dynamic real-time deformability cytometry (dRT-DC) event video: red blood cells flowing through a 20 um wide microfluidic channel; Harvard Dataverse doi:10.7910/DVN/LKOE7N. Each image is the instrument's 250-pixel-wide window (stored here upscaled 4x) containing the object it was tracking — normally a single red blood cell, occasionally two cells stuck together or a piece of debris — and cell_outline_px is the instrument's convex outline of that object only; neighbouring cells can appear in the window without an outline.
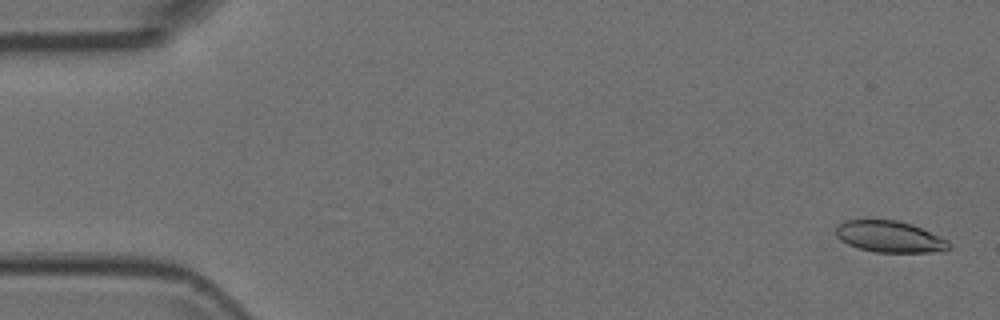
{"species": "Egyptian fruit bat (a non-hibernating species)", "species_latin": "Rousettus aegyptiacus", "temperature_condition": "room temperature", "stored_images_in_passage": 4, "camera_frame_rate_fps": 3000, "um_per_image_px": 0.085, "animal": {"sex": "female"}, "frame": {"image": 1, "passage_image": 1, "time_ms": 0.0, "image_size_px": [1000, 320], "cell_outline_px": [[952, 248], [944, 252], [876, 252], [860, 248], [848, 244], [840, 240], [836, 236], [836, 228], [844, 220], [896, 220], [912, 224], [948, 240], [952, 244]], "centroid_in_image_um": [75.67, 20.13], "position_along_channel_um": 9.3, "area_um2": 20.75}}